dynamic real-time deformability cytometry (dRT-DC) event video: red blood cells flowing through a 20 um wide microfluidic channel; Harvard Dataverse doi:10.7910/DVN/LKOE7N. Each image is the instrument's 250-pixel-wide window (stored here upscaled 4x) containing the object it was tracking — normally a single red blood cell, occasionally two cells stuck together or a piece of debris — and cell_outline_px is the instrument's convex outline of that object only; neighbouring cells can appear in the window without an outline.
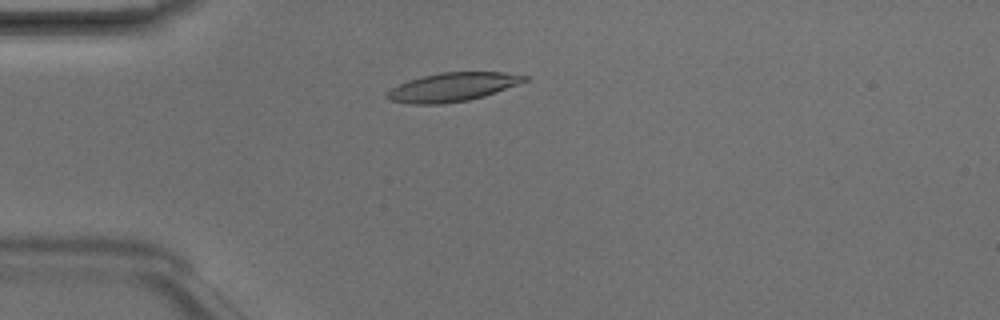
{"species": "Egyptian fruit bat (a non-hibernating species)", "species_latin": "Rousettus aegyptiacus", "temperature_condition": "room temperature", "stored_images_in_passage": 2, "camera_frame_rate_fps": 3000, "um_per_image_px": 0.085, "animal": {"sex": "male"}, "frame": {"image": 1, "passage_image": 1, "time_ms": 0.0, "image_size_px": [1000, 320], "cell_outline_px": [[528, 80], [484, 96], [468, 100], [444, 104], [412, 104], [388, 100], [384, 96], [384, 92], [408, 80], [440, 72], [504, 72], [528, 76]], "centroid_in_image_um": [38.41, 7.4], "position_along_channel_um": 46.6, "area_um2": 22.95}}